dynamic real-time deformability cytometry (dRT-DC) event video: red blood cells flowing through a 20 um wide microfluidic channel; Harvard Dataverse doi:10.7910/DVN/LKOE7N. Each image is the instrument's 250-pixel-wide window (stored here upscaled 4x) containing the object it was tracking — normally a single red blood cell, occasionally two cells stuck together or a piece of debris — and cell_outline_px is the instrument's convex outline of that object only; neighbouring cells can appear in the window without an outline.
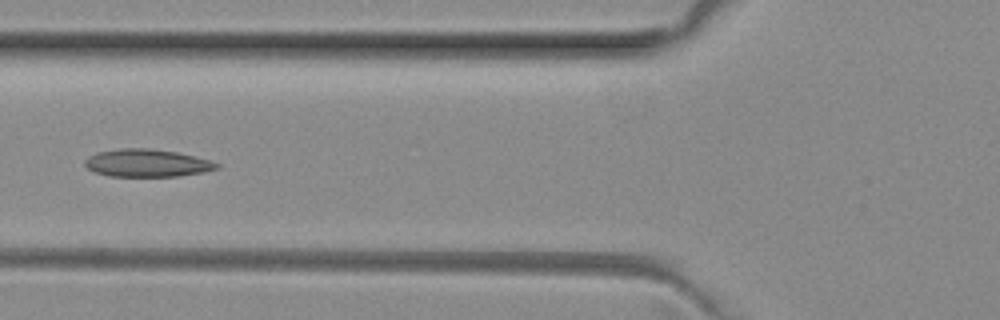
{"species": "common noctule bat (a hibernating species)", "species_latin": "Nyctalus noctula", "temperature_condition": "room temperature", "stored_images_in_passage": 5, "camera_frame_rate_fps": 3000, "um_per_image_px": 0.085, "animal": {"sex": "female", "body_mass_g": 29.2, "forearm_length_mm": 56.3}, "frame": {"image": 1, "passage_image": 4, "time_ms": 1.0, "image_size_px": [1000, 320], "cell_outline_px": [[220, 168], [204, 172], [176, 176], [108, 176], [92, 172], [84, 164], [84, 160], [88, 156], [96, 152], [120, 148], [148, 148], [176, 152], [208, 160], [220, 164]], "centroid_in_image_um": [12.44, 13.86], "position_along_channel_um": 113.4, "area_um2": 21.27}}
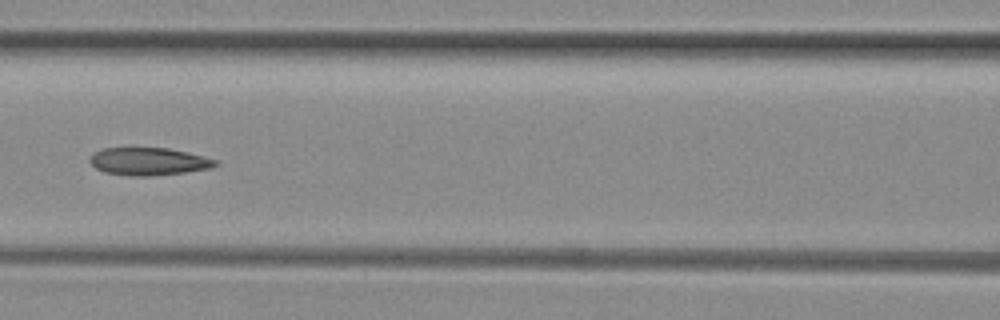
{"frame": {"image": 2, "passage_image": 5, "time_ms": 1.333, "image_size_px": [1000, 320], "cell_outline_px": [[220, 164], [212, 168], [184, 172], [148, 176], [132, 176], [104, 172], [96, 168], [88, 160], [96, 152], [104, 148], [128, 144], [132, 144], [168, 148], [188, 152], [204, 156], [216, 160]], "centroid_in_image_um": [12.61, 13.66], "position_along_channel_um": 154.0, "area_um2": 21.1}}